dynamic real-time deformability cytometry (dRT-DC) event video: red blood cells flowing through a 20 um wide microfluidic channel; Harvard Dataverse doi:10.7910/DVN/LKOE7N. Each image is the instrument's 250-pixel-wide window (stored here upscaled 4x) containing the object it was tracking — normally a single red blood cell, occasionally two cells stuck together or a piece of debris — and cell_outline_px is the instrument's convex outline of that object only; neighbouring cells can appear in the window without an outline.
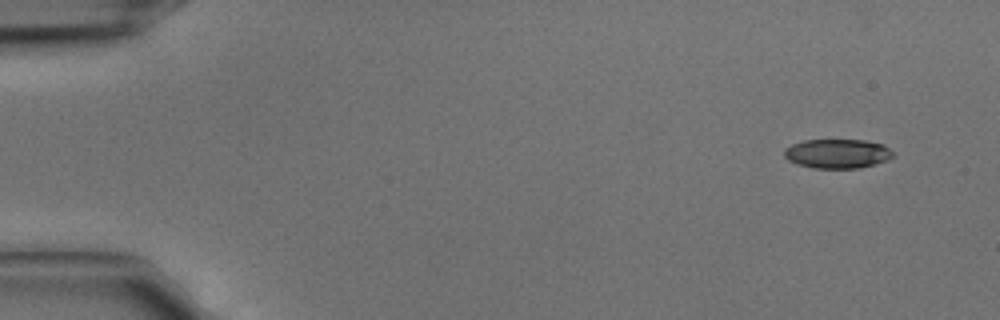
{"species": "common noctule bat (a hibernating species)", "species_latin": "Nyctalus noctula", "temperature_condition": "cold", "stored_images_in_passage": 4, "camera_frame_rate_fps": 3000, "um_per_image_px": 0.085, "animal": {"sex": "male", "body_mass_g": 15.6}, "frame": {"image": 1, "passage_image": 1, "time_ms": 0.0, "image_size_px": [1000, 320], "cell_outline_px": [[892, 156], [888, 160], [876, 164], [860, 168], [812, 168], [796, 164], [788, 160], [784, 156], [784, 148], [792, 144], [804, 140], [864, 140], [884, 144], [892, 152]], "centroid_in_image_um": [71.16, 13.06], "position_along_channel_um": 13.8, "area_um2": 18.67}}
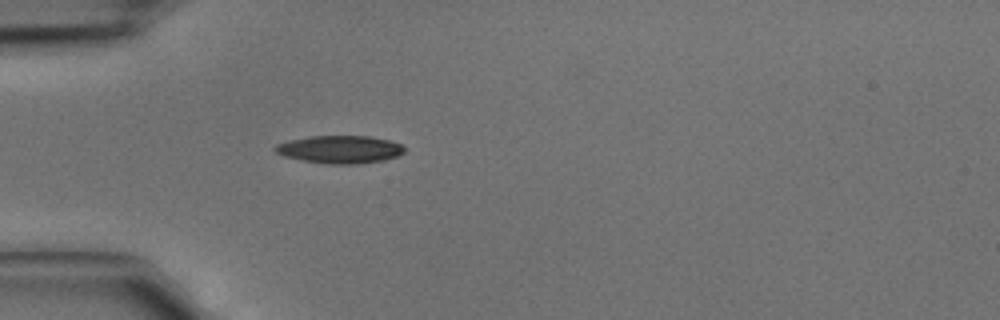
{"frame": {"image": 2, "passage_image": 4, "time_ms": 1.0, "image_size_px": [1000, 320], "cell_outline_px": [[404, 152], [396, 156], [384, 160], [360, 164], [328, 164], [304, 160], [284, 156], [276, 152], [272, 148], [276, 144], [288, 140], [312, 136], [368, 136], [388, 140], [400, 144], [404, 148]], "centroid_in_image_um": [28.87, 12.7], "position_along_channel_um": 56.1, "area_um2": 20.81}}